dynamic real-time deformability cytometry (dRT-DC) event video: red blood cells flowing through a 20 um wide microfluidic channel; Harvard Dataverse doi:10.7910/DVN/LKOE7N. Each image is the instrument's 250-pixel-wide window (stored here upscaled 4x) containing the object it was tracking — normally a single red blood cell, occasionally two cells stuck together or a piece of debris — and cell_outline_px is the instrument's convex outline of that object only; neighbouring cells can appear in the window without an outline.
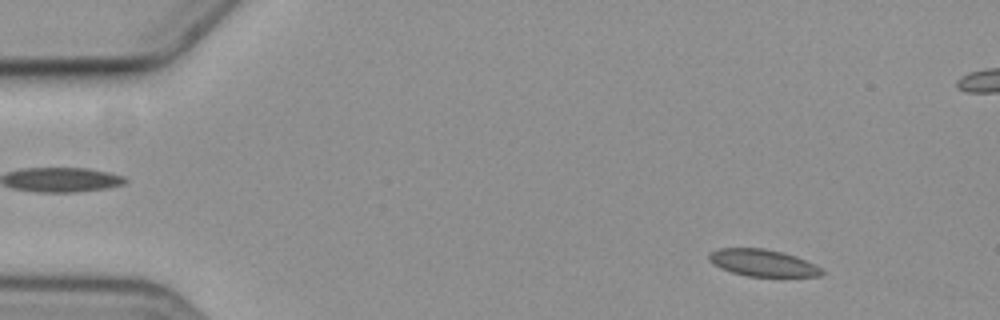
{"species": "common noctule bat (a hibernating species)", "species_latin": "Nyctalus noctula", "temperature_condition": "cold", "stored_images_in_passage": 16, "camera_frame_rate_fps": 3000, "um_per_image_px": 0.085, "animal": {"sex": "female", "body_mass_g": 19.3, "forearm_length_mm": 54.1}, "frame": {"image": 1, "passage_image": 7, "time_ms": 2.0, "image_size_px": [1000, 320], "cell_outline_px": [[824, 272], [820, 276], [748, 276], [732, 272], [720, 268], [712, 264], [708, 260], [708, 252], [716, 248], [764, 248], [784, 252], [796, 256], [816, 264]], "centroid_in_image_um": [64.79, 22.32], "position_along_channel_um": 20.2, "area_um2": 17.86}}